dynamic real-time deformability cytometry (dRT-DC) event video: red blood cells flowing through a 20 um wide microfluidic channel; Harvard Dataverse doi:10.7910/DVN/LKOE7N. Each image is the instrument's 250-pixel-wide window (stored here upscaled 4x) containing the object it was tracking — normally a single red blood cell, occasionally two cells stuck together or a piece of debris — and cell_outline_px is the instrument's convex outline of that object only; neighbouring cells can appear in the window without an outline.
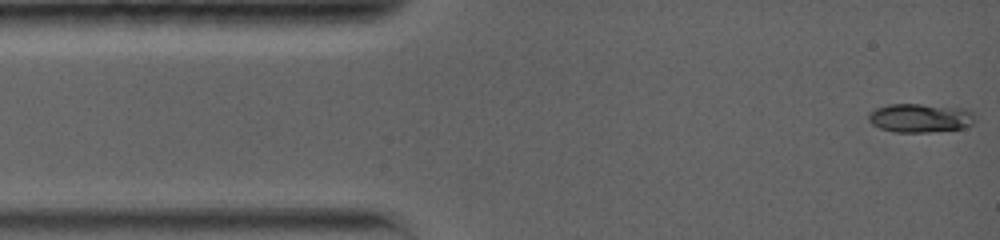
{"species": "common noctule bat (a hibernating species)", "species_latin": "Nyctalus noctula", "temperature_condition": "warm", "stored_images_in_passage": 38, "camera_frame_rate_fps": 5000, "um_per_image_px": 0.085, "animal": {"sex": "female", "body_mass_g": 19.0, "forearm_length_mm": 56.7}, "frame": {"image": 1, "passage_image": 1, "time_ms": 0.0, "image_size_px": [1000, 240], "cell_outline_px": [[976, 120], [972, 124], [964, 128], [928, 132], [892, 132], [880, 128], [872, 124], [868, 120], [868, 116], [876, 108], [888, 104], [920, 104], [964, 108], [972, 112], [976, 116]], "centroid_in_image_um": [78.24, 10.03], "position_along_channel_um": 6.8, "area_um2": 17.98}}
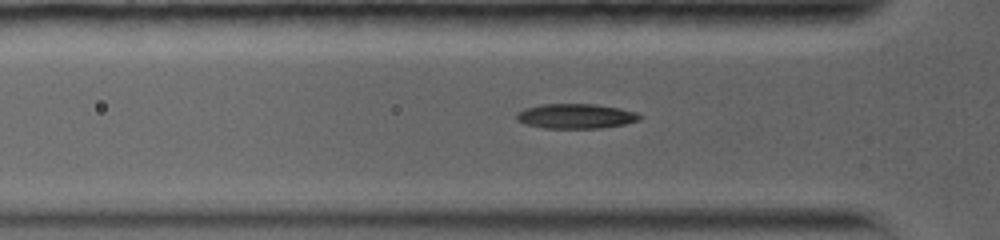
{"frame": {"image": 2, "passage_image": 21, "time_ms": 3.8, "image_size_px": [1000, 240], "cell_outline_px": [[644, 116], [640, 120], [624, 124], [600, 128], [544, 128], [524, 124], [516, 120], [516, 112], [524, 108], [540, 104], [596, 104], [620, 108], [636, 112]], "centroid_in_image_um": [48.93, 9.87], "position_along_channel_um": 76.9, "area_um2": 18.03}}
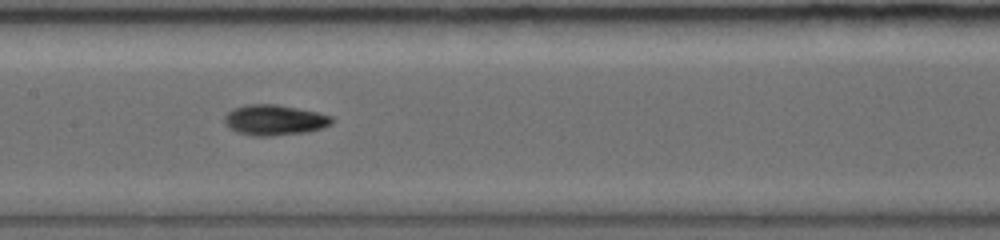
{"frame": {"image": 3, "passage_image": 37, "time_ms": 6.6, "image_size_px": [1000, 240], "cell_outline_px": [[336, 120], [332, 124], [308, 132], [272, 136], [252, 136], [228, 128], [224, 124], [224, 116], [232, 108], [248, 104], [276, 104], [316, 112], [332, 116]], "centroid_in_image_um": [23.32, 10.2], "position_along_channel_um": 184.1, "area_um2": 19.19}}